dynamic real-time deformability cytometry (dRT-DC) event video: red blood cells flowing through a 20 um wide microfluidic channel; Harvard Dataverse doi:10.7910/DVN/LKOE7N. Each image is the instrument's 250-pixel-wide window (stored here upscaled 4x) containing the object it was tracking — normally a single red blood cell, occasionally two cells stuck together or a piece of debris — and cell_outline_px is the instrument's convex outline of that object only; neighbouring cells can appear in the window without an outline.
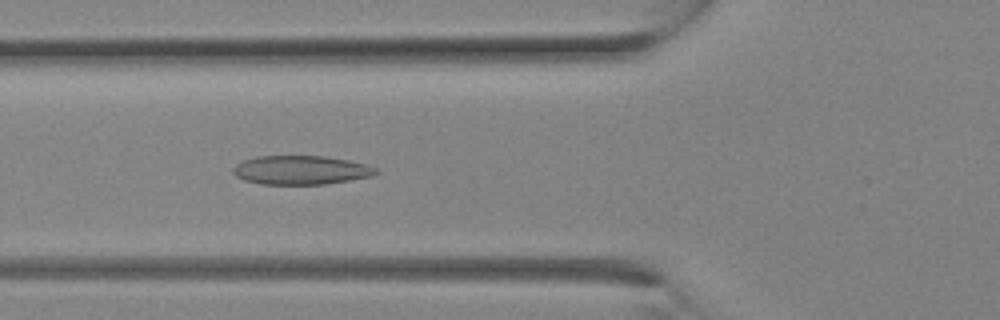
{"species": "Egyptian fruit bat (a non-hibernating species)", "species_latin": "Rousettus aegyptiacus", "temperature_condition": "room temperature", "stored_images_in_passage": 10, "camera_frame_rate_fps": 3000, "um_per_image_px": 0.085, "animal": {"sex": "female"}, "frame": {"image": 1, "passage_image": 10, "time_ms": 3.0, "image_size_px": [1000, 320], "cell_outline_px": [[380, 172], [372, 176], [324, 184], [260, 184], [244, 180], [236, 176], [232, 172], [232, 168], [236, 164], [244, 160], [256, 156], [324, 156], [348, 160], [364, 164], [376, 168]], "centroid_in_image_um": [25.55, 14.45], "position_along_channel_um": 100.3, "area_um2": 23.99}}